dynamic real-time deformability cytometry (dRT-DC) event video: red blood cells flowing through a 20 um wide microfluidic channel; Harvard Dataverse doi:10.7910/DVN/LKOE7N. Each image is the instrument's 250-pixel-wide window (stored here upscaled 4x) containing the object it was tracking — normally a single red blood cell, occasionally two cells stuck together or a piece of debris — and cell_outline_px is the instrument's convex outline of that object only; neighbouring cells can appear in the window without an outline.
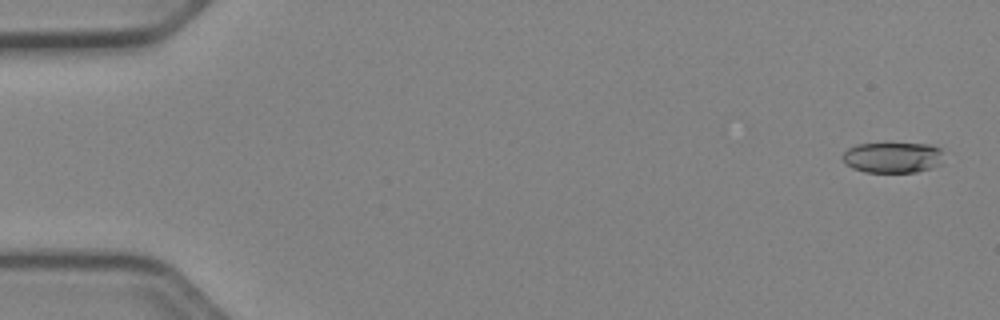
{"species": "Egyptian fruit bat (a non-hibernating species)", "species_latin": "Rousettus aegyptiacus", "temperature_condition": "cold", "stored_images_in_passage": 52, "camera_frame_rate_fps": 3000, "um_per_image_px": 0.085, "animal": {"sex": "female"}, "frame": {"image": 1, "passage_image": 2, "time_ms": 0.333, "image_size_px": [1000, 320], "cell_outline_px": [[940, 164], [932, 168], [916, 172], [864, 172], [852, 168], [844, 160], [844, 152], [848, 148], [856, 144], [928, 144], [940, 148]], "centroid_in_image_um": [75.86, 13.39], "position_along_channel_um": 9.1, "area_um2": 17.74}}
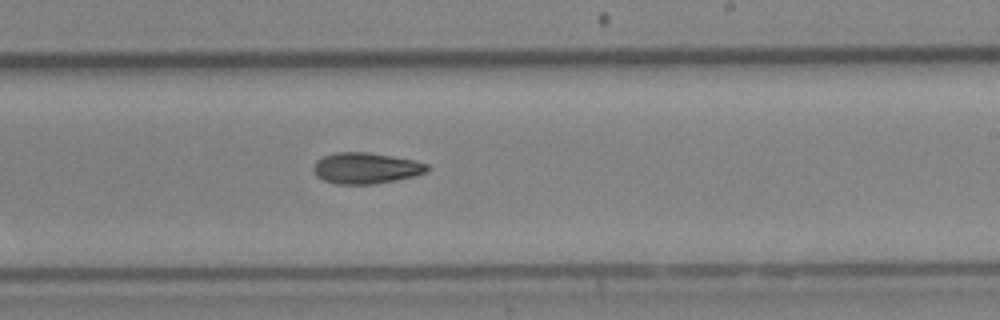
{"frame": {"image": 2, "passage_image": 32, "time_ms": 10.333, "image_size_px": [1000, 320], "cell_outline_px": [[428, 172], [412, 176], [372, 184], [336, 184], [324, 180], [316, 176], [312, 168], [316, 160], [324, 156], [336, 152], [368, 152], [412, 160], [428, 164]], "centroid_in_image_um": [31.05, 14.29], "position_along_channel_um": 258.0, "area_um2": 20.35}}
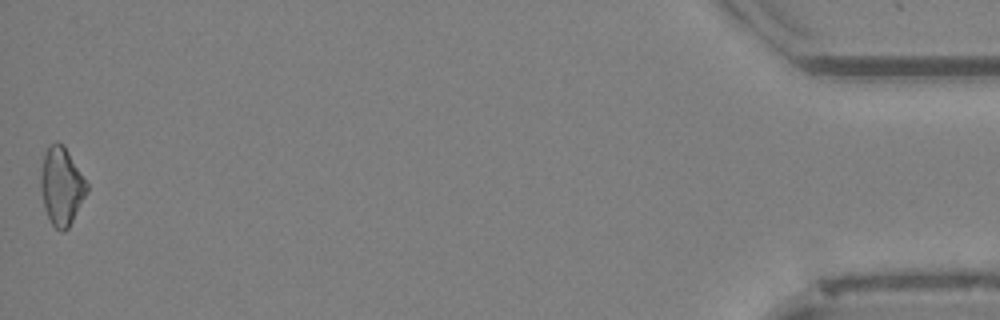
{"frame": {"image": 3, "passage_image": 52, "time_ms": 17.0, "image_size_px": [1000, 320], "cell_outline_px": [[88, 192], [68, 228], [64, 232], [60, 232], [52, 224], [44, 208], [40, 188], [40, 176], [44, 152], [48, 144], [56, 140], [64, 144], [88, 184]], "centroid_in_image_um": [5.21, 15.79], "position_along_channel_um": 430.0, "area_um2": 21.21}, "authors_computed_cell_mechanics": {"area_um2": 20.2011, "velocity_mm_per_s": 3.9706, "shape_relaxation_time_tau1_ms": 9.8404, "shape_relaxation_time_tau2_ms": null, "deformation_change_tau1": 0.1887, "deformation_change_tau2": null}}